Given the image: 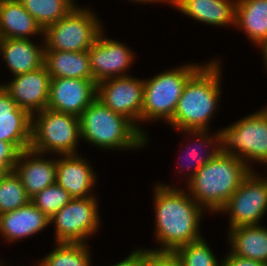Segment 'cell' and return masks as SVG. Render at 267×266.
Returning a JSON list of instances; mask_svg holds the SVG:
<instances>
[{"mask_svg": "<svg viewBox=\"0 0 267 266\" xmlns=\"http://www.w3.org/2000/svg\"><path fill=\"white\" fill-rule=\"evenodd\" d=\"M155 236L160 249L155 254H172L182 245L202 239L200 220L204 209L181 188L157 184L154 187Z\"/></svg>", "mask_w": 267, "mask_h": 266, "instance_id": "cell-1", "label": "cell"}, {"mask_svg": "<svg viewBox=\"0 0 267 266\" xmlns=\"http://www.w3.org/2000/svg\"><path fill=\"white\" fill-rule=\"evenodd\" d=\"M212 60L202 65L186 82L176 111L168 122L176 130H207L220 102L221 66Z\"/></svg>", "mask_w": 267, "mask_h": 266, "instance_id": "cell-2", "label": "cell"}, {"mask_svg": "<svg viewBox=\"0 0 267 266\" xmlns=\"http://www.w3.org/2000/svg\"><path fill=\"white\" fill-rule=\"evenodd\" d=\"M252 170L234 155L220 152L198 169L186 190L204 210L219 212Z\"/></svg>", "mask_w": 267, "mask_h": 266, "instance_id": "cell-3", "label": "cell"}, {"mask_svg": "<svg viewBox=\"0 0 267 266\" xmlns=\"http://www.w3.org/2000/svg\"><path fill=\"white\" fill-rule=\"evenodd\" d=\"M83 140L104 150L138 149L149 139L125 116L96 98L79 116Z\"/></svg>", "mask_w": 267, "mask_h": 266, "instance_id": "cell-4", "label": "cell"}, {"mask_svg": "<svg viewBox=\"0 0 267 266\" xmlns=\"http://www.w3.org/2000/svg\"><path fill=\"white\" fill-rule=\"evenodd\" d=\"M202 64H185L144 79L141 122L172 119L187 80Z\"/></svg>", "mask_w": 267, "mask_h": 266, "instance_id": "cell-5", "label": "cell"}, {"mask_svg": "<svg viewBox=\"0 0 267 266\" xmlns=\"http://www.w3.org/2000/svg\"><path fill=\"white\" fill-rule=\"evenodd\" d=\"M81 140L79 117L45 108L32 115L30 149L58 155L77 154Z\"/></svg>", "mask_w": 267, "mask_h": 266, "instance_id": "cell-6", "label": "cell"}, {"mask_svg": "<svg viewBox=\"0 0 267 266\" xmlns=\"http://www.w3.org/2000/svg\"><path fill=\"white\" fill-rule=\"evenodd\" d=\"M220 130L221 153L267 165V106Z\"/></svg>", "mask_w": 267, "mask_h": 266, "instance_id": "cell-7", "label": "cell"}, {"mask_svg": "<svg viewBox=\"0 0 267 266\" xmlns=\"http://www.w3.org/2000/svg\"><path fill=\"white\" fill-rule=\"evenodd\" d=\"M94 14L76 5L65 17L44 29L45 50L88 51L103 31Z\"/></svg>", "mask_w": 267, "mask_h": 266, "instance_id": "cell-8", "label": "cell"}, {"mask_svg": "<svg viewBox=\"0 0 267 266\" xmlns=\"http://www.w3.org/2000/svg\"><path fill=\"white\" fill-rule=\"evenodd\" d=\"M94 196L72 198L53 217L56 243H87L100 225L98 204Z\"/></svg>", "mask_w": 267, "mask_h": 266, "instance_id": "cell-9", "label": "cell"}, {"mask_svg": "<svg viewBox=\"0 0 267 266\" xmlns=\"http://www.w3.org/2000/svg\"><path fill=\"white\" fill-rule=\"evenodd\" d=\"M267 211V177L252 170L219 211L230 216L229 227L260 225Z\"/></svg>", "mask_w": 267, "mask_h": 266, "instance_id": "cell-10", "label": "cell"}, {"mask_svg": "<svg viewBox=\"0 0 267 266\" xmlns=\"http://www.w3.org/2000/svg\"><path fill=\"white\" fill-rule=\"evenodd\" d=\"M143 95L144 80L130 75L106 79L97 84V98L115 113L129 119L147 137L138 126V121L141 123Z\"/></svg>", "mask_w": 267, "mask_h": 266, "instance_id": "cell-11", "label": "cell"}, {"mask_svg": "<svg viewBox=\"0 0 267 266\" xmlns=\"http://www.w3.org/2000/svg\"><path fill=\"white\" fill-rule=\"evenodd\" d=\"M103 30L88 50L92 79L98 84L110 78L128 76L134 54L124 43L104 37Z\"/></svg>", "mask_w": 267, "mask_h": 266, "instance_id": "cell-12", "label": "cell"}, {"mask_svg": "<svg viewBox=\"0 0 267 266\" xmlns=\"http://www.w3.org/2000/svg\"><path fill=\"white\" fill-rule=\"evenodd\" d=\"M96 98L97 83L93 79L51 78L46 108L79 117Z\"/></svg>", "mask_w": 267, "mask_h": 266, "instance_id": "cell-13", "label": "cell"}, {"mask_svg": "<svg viewBox=\"0 0 267 266\" xmlns=\"http://www.w3.org/2000/svg\"><path fill=\"white\" fill-rule=\"evenodd\" d=\"M50 75L45 66L14 76L8 84H1L19 108L31 115L43 111L48 104Z\"/></svg>", "mask_w": 267, "mask_h": 266, "instance_id": "cell-14", "label": "cell"}, {"mask_svg": "<svg viewBox=\"0 0 267 266\" xmlns=\"http://www.w3.org/2000/svg\"><path fill=\"white\" fill-rule=\"evenodd\" d=\"M32 115L19 108L9 93L0 86V140L13 143L20 151L30 149Z\"/></svg>", "mask_w": 267, "mask_h": 266, "instance_id": "cell-15", "label": "cell"}, {"mask_svg": "<svg viewBox=\"0 0 267 266\" xmlns=\"http://www.w3.org/2000/svg\"><path fill=\"white\" fill-rule=\"evenodd\" d=\"M58 157L56 159V183L72 198L93 196L90 191L97 180L90 163L78 154L58 155Z\"/></svg>", "mask_w": 267, "mask_h": 266, "instance_id": "cell-16", "label": "cell"}, {"mask_svg": "<svg viewBox=\"0 0 267 266\" xmlns=\"http://www.w3.org/2000/svg\"><path fill=\"white\" fill-rule=\"evenodd\" d=\"M43 156L32 149L21 151L13 169L30 198L56 182V159Z\"/></svg>", "mask_w": 267, "mask_h": 266, "instance_id": "cell-17", "label": "cell"}, {"mask_svg": "<svg viewBox=\"0 0 267 266\" xmlns=\"http://www.w3.org/2000/svg\"><path fill=\"white\" fill-rule=\"evenodd\" d=\"M48 225L50 218L31 201L18 209L0 214V234L11 243L33 236Z\"/></svg>", "mask_w": 267, "mask_h": 266, "instance_id": "cell-18", "label": "cell"}, {"mask_svg": "<svg viewBox=\"0 0 267 266\" xmlns=\"http://www.w3.org/2000/svg\"><path fill=\"white\" fill-rule=\"evenodd\" d=\"M237 0H170L188 17L214 26H235Z\"/></svg>", "mask_w": 267, "mask_h": 266, "instance_id": "cell-19", "label": "cell"}, {"mask_svg": "<svg viewBox=\"0 0 267 266\" xmlns=\"http://www.w3.org/2000/svg\"><path fill=\"white\" fill-rule=\"evenodd\" d=\"M0 53L15 76L44 65L45 45L38 46L31 39H0Z\"/></svg>", "mask_w": 267, "mask_h": 266, "instance_id": "cell-20", "label": "cell"}, {"mask_svg": "<svg viewBox=\"0 0 267 266\" xmlns=\"http://www.w3.org/2000/svg\"><path fill=\"white\" fill-rule=\"evenodd\" d=\"M44 30L18 0H0V39H31Z\"/></svg>", "mask_w": 267, "mask_h": 266, "instance_id": "cell-21", "label": "cell"}, {"mask_svg": "<svg viewBox=\"0 0 267 266\" xmlns=\"http://www.w3.org/2000/svg\"><path fill=\"white\" fill-rule=\"evenodd\" d=\"M44 66L50 78L92 79L88 51L45 50Z\"/></svg>", "mask_w": 267, "mask_h": 266, "instance_id": "cell-22", "label": "cell"}, {"mask_svg": "<svg viewBox=\"0 0 267 266\" xmlns=\"http://www.w3.org/2000/svg\"><path fill=\"white\" fill-rule=\"evenodd\" d=\"M231 253L267 264V228L262 225L229 228Z\"/></svg>", "mask_w": 267, "mask_h": 266, "instance_id": "cell-23", "label": "cell"}, {"mask_svg": "<svg viewBox=\"0 0 267 266\" xmlns=\"http://www.w3.org/2000/svg\"><path fill=\"white\" fill-rule=\"evenodd\" d=\"M235 28L245 31L255 45L266 40L267 0H237Z\"/></svg>", "mask_w": 267, "mask_h": 266, "instance_id": "cell-24", "label": "cell"}, {"mask_svg": "<svg viewBox=\"0 0 267 266\" xmlns=\"http://www.w3.org/2000/svg\"><path fill=\"white\" fill-rule=\"evenodd\" d=\"M180 132H184L187 133V135H191L192 137L194 136V138H196L195 140H193L194 144L197 145L198 143V148H196L197 146L193 147V146H189L193 147L190 148L191 150L186 153L187 154V161L189 164H191L190 169L191 170L187 175L189 180L187 181V183L192 179V177L194 176V174L198 171V169H200L203 165H205L206 163H208L209 161H211L214 157H216L220 152H221V145H220V133L219 131L215 134V136L213 135V137H209V130H196V131H186V130H181ZM205 144V145H204ZM214 144V145H213ZM204 145V146H202ZM210 145V147H209ZM213 146V147H212ZM202 147H207L209 148L207 150V148H204L206 150H200L202 149ZM211 148V149H210ZM198 149L201 151L198 152ZM204 151V152H202ZM204 153V155H203ZM180 163V162H179ZM189 164L184 165L183 167H185L186 169H189ZM181 165V164H180ZM185 168H183L182 170L185 171Z\"/></svg>", "mask_w": 267, "mask_h": 266, "instance_id": "cell-25", "label": "cell"}, {"mask_svg": "<svg viewBox=\"0 0 267 266\" xmlns=\"http://www.w3.org/2000/svg\"><path fill=\"white\" fill-rule=\"evenodd\" d=\"M44 30L65 17L74 7L72 0H18Z\"/></svg>", "mask_w": 267, "mask_h": 266, "instance_id": "cell-26", "label": "cell"}, {"mask_svg": "<svg viewBox=\"0 0 267 266\" xmlns=\"http://www.w3.org/2000/svg\"><path fill=\"white\" fill-rule=\"evenodd\" d=\"M87 243H56L41 261L46 266H92Z\"/></svg>", "mask_w": 267, "mask_h": 266, "instance_id": "cell-27", "label": "cell"}, {"mask_svg": "<svg viewBox=\"0 0 267 266\" xmlns=\"http://www.w3.org/2000/svg\"><path fill=\"white\" fill-rule=\"evenodd\" d=\"M204 239L182 245L171 255L180 266H222Z\"/></svg>", "mask_w": 267, "mask_h": 266, "instance_id": "cell-28", "label": "cell"}, {"mask_svg": "<svg viewBox=\"0 0 267 266\" xmlns=\"http://www.w3.org/2000/svg\"><path fill=\"white\" fill-rule=\"evenodd\" d=\"M30 202L17 174L7 172L0 183V214L18 209Z\"/></svg>", "mask_w": 267, "mask_h": 266, "instance_id": "cell-29", "label": "cell"}, {"mask_svg": "<svg viewBox=\"0 0 267 266\" xmlns=\"http://www.w3.org/2000/svg\"><path fill=\"white\" fill-rule=\"evenodd\" d=\"M71 199L70 194L55 182L32 196L30 201L51 218Z\"/></svg>", "mask_w": 267, "mask_h": 266, "instance_id": "cell-30", "label": "cell"}, {"mask_svg": "<svg viewBox=\"0 0 267 266\" xmlns=\"http://www.w3.org/2000/svg\"><path fill=\"white\" fill-rule=\"evenodd\" d=\"M21 151L10 142L0 140V168L12 172Z\"/></svg>", "mask_w": 267, "mask_h": 266, "instance_id": "cell-31", "label": "cell"}, {"mask_svg": "<svg viewBox=\"0 0 267 266\" xmlns=\"http://www.w3.org/2000/svg\"><path fill=\"white\" fill-rule=\"evenodd\" d=\"M147 249H135L124 260L111 266H146Z\"/></svg>", "mask_w": 267, "mask_h": 266, "instance_id": "cell-32", "label": "cell"}, {"mask_svg": "<svg viewBox=\"0 0 267 266\" xmlns=\"http://www.w3.org/2000/svg\"><path fill=\"white\" fill-rule=\"evenodd\" d=\"M146 266H180L171 254H155L147 249Z\"/></svg>", "mask_w": 267, "mask_h": 266, "instance_id": "cell-33", "label": "cell"}, {"mask_svg": "<svg viewBox=\"0 0 267 266\" xmlns=\"http://www.w3.org/2000/svg\"><path fill=\"white\" fill-rule=\"evenodd\" d=\"M227 257L222 260V266H267L264 262L238 257L228 251Z\"/></svg>", "mask_w": 267, "mask_h": 266, "instance_id": "cell-34", "label": "cell"}, {"mask_svg": "<svg viewBox=\"0 0 267 266\" xmlns=\"http://www.w3.org/2000/svg\"><path fill=\"white\" fill-rule=\"evenodd\" d=\"M260 48L262 49V54H263V58H264V64L266 66L267 69V39L264 40L260 45Z\"/></svg>", "mask_w": 267, "mask_h": 266, "instance_id": "cell-35", "label": "cell"}, {"mask_svg": "<svg viewBox=\"0 0 267 266\" xmlns=\"http://www.w3.org/2000/svg\"><path fill=\"white\" fill-rule=\"evenodd\" d=\"M130 1H134V2H139V3H160V2H162V3H165V2H167L168 4H170V0H130Z\"/></svg>", "mask_w": 267, "mask_h": 266, "instance_id": "cell-36", "label": "cell"}, {"mask_svg": "<svg viewBox=\"0 0 267 266\" xmlns=\"http://www.w3.org/2000/svg\"><path fill=\"white\" fill-rule=\"evenodd\" d=\"M6 173H7L6 170L0 168V183H1V180H2V178L5 176Z\"/></svg>", "mask_w": 267, "mask_h": 266, "instance_id": "cell-37", "label": "cell"}, {"mask_svg": "<svg viewBox=\"0 0 267 266\" xmlns=\"http://www.w3.org/2000/svg\"><path fill=\"white\" fill-rule=\"evenodd\" d=\"M38 266H46L41 260H39Z\"/></svg>", "mask_w": 267, "mask_h": 266, "instance_id": "cell-38", "label": "cell"}]
</instances>
